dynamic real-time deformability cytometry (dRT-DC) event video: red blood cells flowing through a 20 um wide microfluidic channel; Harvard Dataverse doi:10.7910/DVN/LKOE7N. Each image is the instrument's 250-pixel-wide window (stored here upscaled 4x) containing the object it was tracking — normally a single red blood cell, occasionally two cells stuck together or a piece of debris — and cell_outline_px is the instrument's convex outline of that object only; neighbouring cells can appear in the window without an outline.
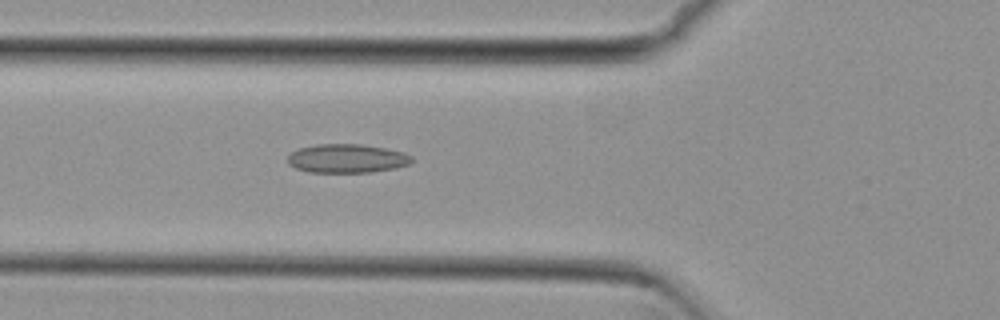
{"species": "common noctule bat (a hibernating species)", "species_latin": "Nyctalus noctula", "temperature_condition": "cold", "stored_images_in_passage": 54, "camera_frame_rate_fps": 3000, "um_per_image_px": 0.085, "animal": {"sex": "female", "body_mass_g": 29.2, "forearm_length_mm": 56.3}, "frame": {"image": 1, "passage_image": 20, "time_ms": 6.333, "image_size_px": [1000, 320], "cell_outline_px": [[412, 160], [408, 164], [392, 168], [368, 172], [308, 172], [296, 168], [288, 164], [288, 156], [292, 152], [300, 148], [316, 144], [360, 144], [384, 148], [404, 152], [412, 156]], "centroid_in_image_um": [29.46, 13.46], "position_along_channel_um": 96.3, "area_um2": 20.58}}
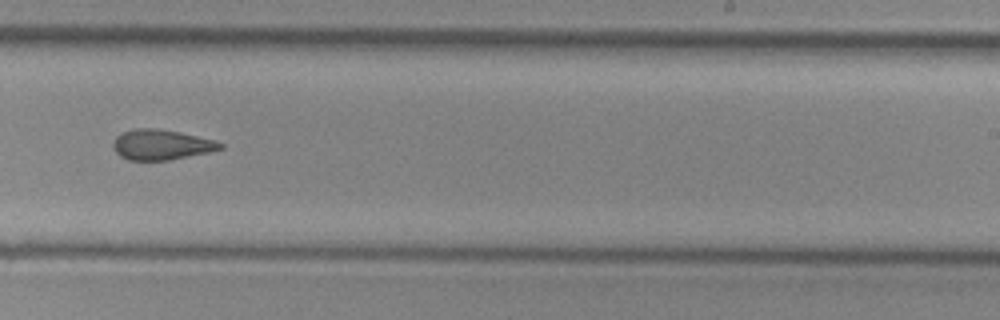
{"frame": {"image": 2, "passage_image": 34, "time_ms": 11.0, "image_size_px": [1000, 320], "cell_outline_px": [[224, 148], [208, 152], [168, 160], [128, 160], [120, 156], [116, 152], [112, 144], [116, 136], [132, 128], [156, 128], [180, 132], [216, 140], [224, 144]], "centroid_in_image_um": [13.71, 12.29], "position_along_channel_um": 275.3, "area_um2": 18.9}}
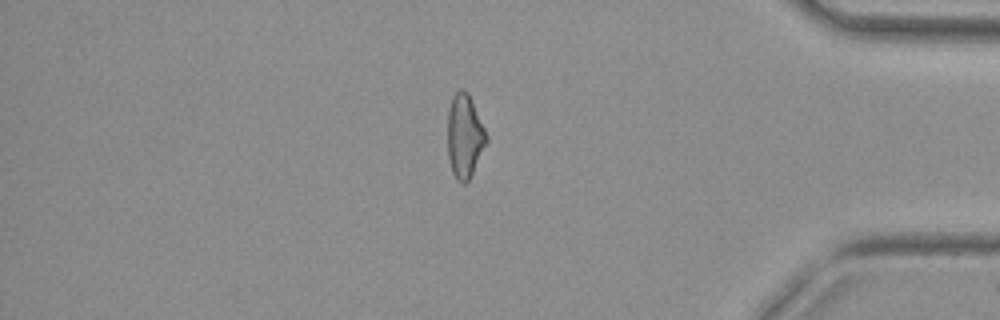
{"frame": {"image": 3, "passage_image": 46, "time_ms": 15.0, "image_size_px": [1000, 320], "cell_outline_px": [[488, 140], [468, 180], [464, 184], [460, 184], [456, 180], [452, 172], [448, 160], [448, 112], [452, 96], [460, 88], [468, 92], [472, 100], [488, 136]], "centroid_in_image_um": [39.48, 11.57], "position_along_channel_um": 395.7, "area_um2": 18.9}, "authors_computed_cell_mechanics": {"area_um2": 19.8543, "velocity_mm_per_s": 3.834, "shape_relaxation_time_tau1_ms": null, "shape_relaxation_time_tau2_ms": 3.553, "deformation_change_tau1": null, "deformation_change_tau2": 0.0913}}